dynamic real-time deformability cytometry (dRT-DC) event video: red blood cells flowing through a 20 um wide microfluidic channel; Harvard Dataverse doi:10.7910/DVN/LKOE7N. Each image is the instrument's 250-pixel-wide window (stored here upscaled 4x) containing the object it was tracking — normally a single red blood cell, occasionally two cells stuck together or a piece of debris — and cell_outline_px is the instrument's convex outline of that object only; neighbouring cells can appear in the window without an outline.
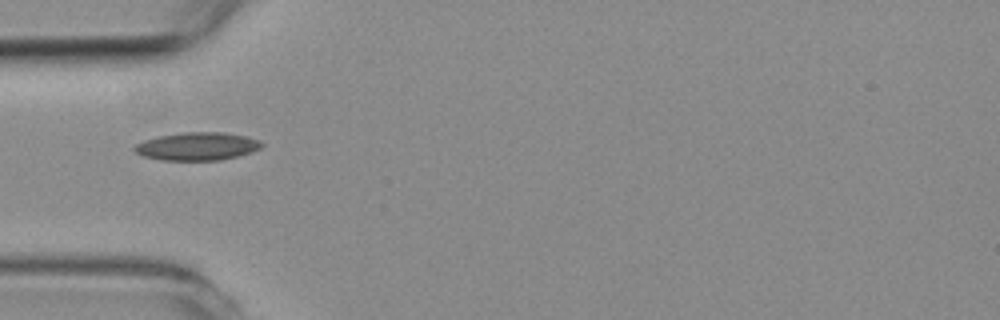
{"species": "common noctule bat (a hibernating species)", "species_latin": "Nyctalus noctula", "temperature_condition": "room temperature", "stored_images_in_passage": 5, "camera_frame_rate_fps": 3000, "um_per_image_px": 0.085, "animal": {"sex": "female", "body_mass_g": 19.3, "forearm_length_mm": 54.1}, "frame": {"image": 1, "passage_image": 1, "time_ms": 0.0, "image_size_px": [1000, 320], "cell_outline_px": [[264, 144], [260, 148], [252, 152], [220, 160], [160, 160], [144, 156], [136, 152], [132, 148], [136, 144], [144, 140], [156, 136], [184, 132], [224, 132], [244, 136], [260, 140]], "centroid_in_image_um": [16.75, 12.43], "position_along_channel_um": 68.2, "area_um2": 20.75}}
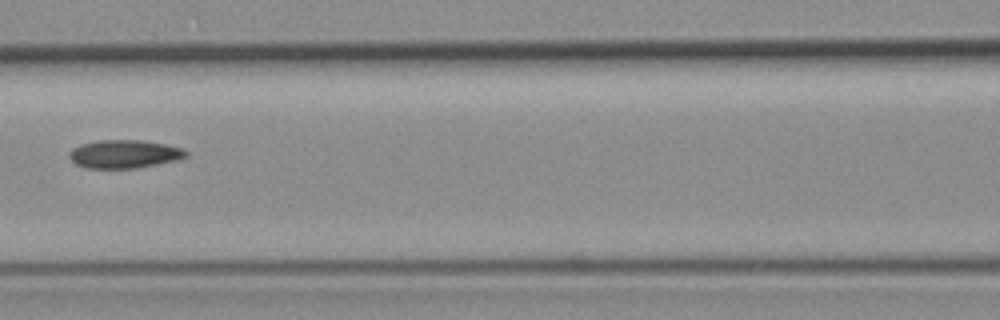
{"frame": {"image": 2, "passage_image": 3, "time_ms": 2.333, "image_size_px": [1000, 320], "cell_outline_px": [[188, 156], [176, 160], [136, 168], [84, 168], [76, 164], [68, 156], [68, 152], [72, 148], [96, 140], [140, 140], [164, 144], [184, 148], [188, 152]], "centroid_in_image_um": [10.56, 13.09], "position_along_channel_um": 156.0, "area_um2": 19.19}}
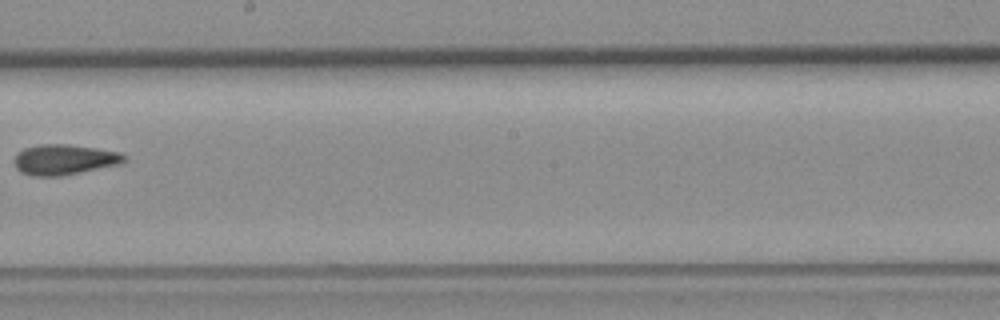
{"frame": {"image": 3, "passage_image": 5, "time_ms": 4.667, "image_size_px": [1000, 320], "cell_outline_px": [[128, 160], [124, 164], [60, 176], [32, 176], [20, 172], [16, 168], [12, 160], [16, 152], [24, 148], [40, 144], [64, 144], [96, 148], [120, 152], [128, 156]], "centroid_in_image_um": [5.48, 13.57], "position_along_channel_um": 242.7, "area_um2": 19.94}}